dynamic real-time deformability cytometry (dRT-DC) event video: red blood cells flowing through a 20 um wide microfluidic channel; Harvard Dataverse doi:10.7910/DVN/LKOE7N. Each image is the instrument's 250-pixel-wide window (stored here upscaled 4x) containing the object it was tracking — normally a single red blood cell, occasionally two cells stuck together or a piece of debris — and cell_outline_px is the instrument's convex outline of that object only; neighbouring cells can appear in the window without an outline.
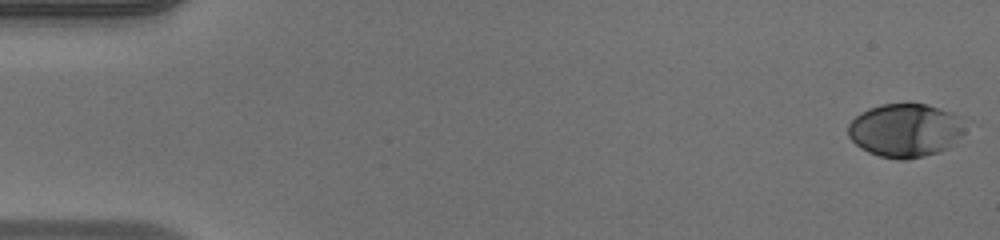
{"species": "human", "species_latin": "Homo sapiens", "temperature_condition": "warm", "stored_images_in_passage": 52, "camera_frame_rate_fps": 3000, "um_per_image_px": 0.085, "donor": {"sex": "male"}, "frame": {"image": 1, "passage_image": 1, "time_ms": 0.0, "image_size_px": [1000, 240], "cell_outline_px": [[972, 120], [964, 132], [948, 148], [940, 152], [908, 160], [900, 160], [880, 156], [868, 152], [860, 148], [848, 136], [848, 124], [860, 112], [868, 108], [880, 104], [924, 104], [952, 112]], "centroid_in_image_um": [77.01, 11.07], "position_along_channel_um": 8.0, "area_um2": 37.17}}
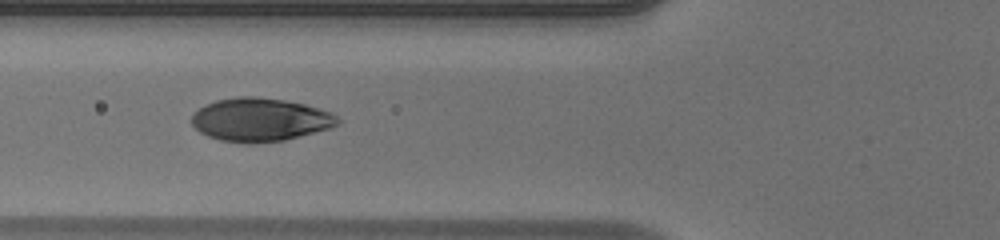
{"frame": {"image": 2, "passage_image": 20, "time_ms": 6.333, "image_size_px": [1000, 240], "cell_outline_px": [[340, 120], [336, 124], [328, 128], [284, 140], [220, 140], [208, 136], [200, 132], [192, 124], [192, 116], [200, 108], [216, 100], [240, 96], [256, 96], [284, 100], [304, 104], [332, 112]], "centroid_in_image_um": [22.12, 10.12], "position_along_channel_um": 103.7, "area_um2": 35.55}}
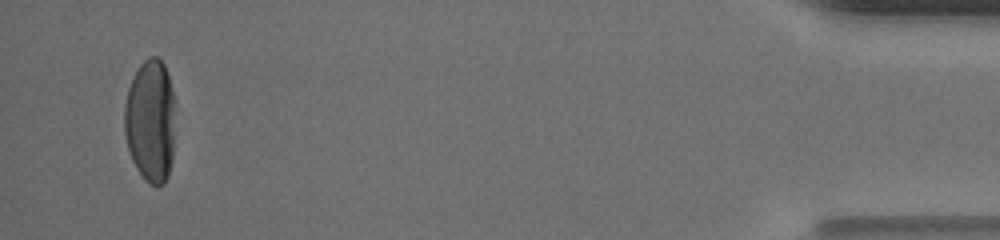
{"frame": {"image": 3, "passage_image": 50, "time_ms": 16.333, "image_size_px": [1000, 240], "cell_outline_px": [[172, 160], [168, 176], [164, 184], [148, 184], [144, 180], [136, 168], [132, 160], [128, 148], [124, 132], [124, 104], [128, 88], [140, 64], [148, 56], [156, 56], [164, 64], [168, 76], [172, 92]], "centroid_in_image_um": [12.74, 10.29], "position_along_channel_um": 422.5, "area_um2": 35.89}, "authors_computed_cell_mechanics": {"area_um2": 36.5585, "velocity_mm_per_s": 3.9923, "shape_relaxation_time_tau1_ms": 2.9361, "shape_relaxation_time_tau2_ms": null, "deformation_change_tau1": 0.2087, "deformation_change_tau2": null}}